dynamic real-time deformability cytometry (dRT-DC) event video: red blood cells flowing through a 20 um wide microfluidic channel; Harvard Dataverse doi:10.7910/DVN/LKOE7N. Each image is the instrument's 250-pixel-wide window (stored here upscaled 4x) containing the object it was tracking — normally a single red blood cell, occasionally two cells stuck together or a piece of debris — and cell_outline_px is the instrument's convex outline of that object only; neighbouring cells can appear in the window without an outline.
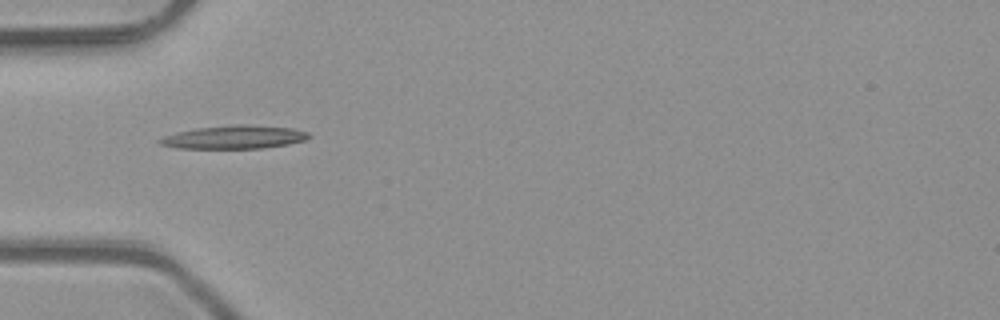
{"species": "common noctule bat (a hibernating species)", "species_latin": "Nyctalus noctula", "temperature_condition": "room temperature", "stored_images_in_passage": 34, "camera_frame_rate_fps": 3000, "um_per_image_px": 0.085, "animal": {"sex": "male", "body_mass_g": 23.1, "forearm_length_mm": 52.7}, "frame": {"image": 1, "passage_image": 1, "time_ms": 0.0, "image_size_px": [1000, 320], "cell_outline_px": [[312, 136], [304, 140], [288, 144], [264, 148], [176, 148], [160, 144], [156, 140], [164, 136], [176, 132], [196, 128], [240, 124], [244, 124], [292, 128], [308, 132]], "centroid_in_image_um": [19.9, 11.65], "position_along_channel_um": 65.1, "area_um2": 20.17}}
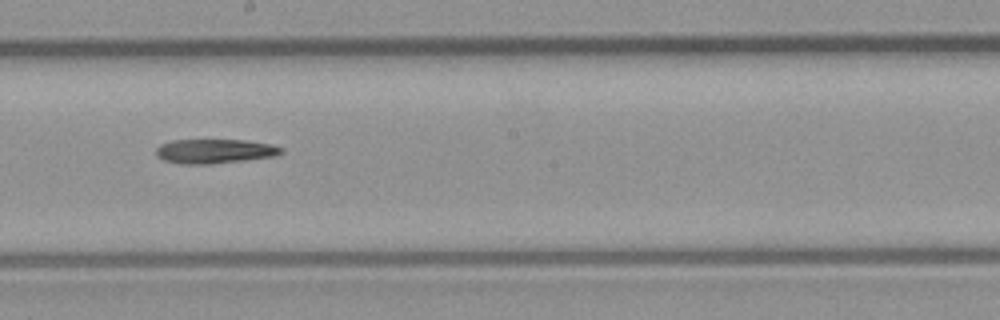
{"frame": {"image": 2, "passage_image": 13, "time_ms": 4.0, "image_size_px": [1000, 320], "cell_outline_px": [[284, 152], [276, 156], [212, 164], [180, 164], [164, 160], [156, 156], [156, 148], [160, 144], [172, 140], [244, 140], [268, 144], [284, 148]], "centroid_in_image_um": [18.23, 12.86], "position_along_channel_um": 230.0, "area_um2": 17.8}}
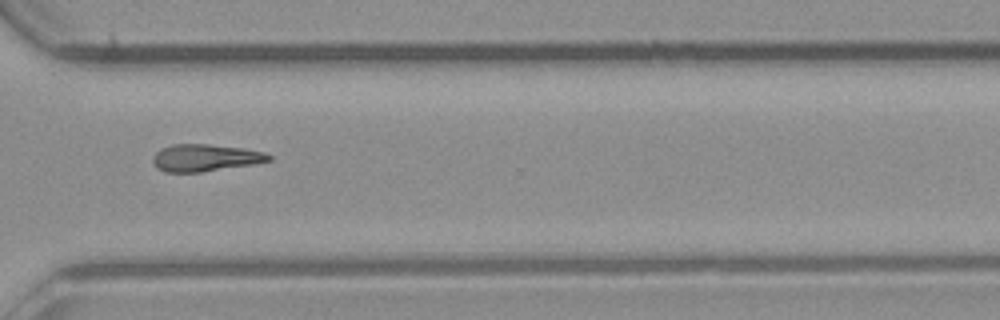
{"frame": {"image": 3, "passage_image": 22, "time_ms": 7.0, "image_size_px": [1000, 320], "cell_outline_px": [[272, 160], [252, 164], [200, 172], [164, 172], [156, 168], [152, 160], [152, 156], [160, 148], [172, 144], [208, 144], [244, 148], [264, 152], [272, 156]], "centroid_in_image_um": [17.4, 13.4], "position_along_channel_um": 353.2, "area_um2": 18.38}, "authors_computed_cell_mechanics": {"area_um2": 17.8602, "velocity_mm_per_s": 4.127, "shape_relaxation_time_tau1_ms": 7.6399, "shape_relaxation_time_tau2_ms": null, "deformation_change_tau1": 0.2148, "deformation_change_tau2": null}}